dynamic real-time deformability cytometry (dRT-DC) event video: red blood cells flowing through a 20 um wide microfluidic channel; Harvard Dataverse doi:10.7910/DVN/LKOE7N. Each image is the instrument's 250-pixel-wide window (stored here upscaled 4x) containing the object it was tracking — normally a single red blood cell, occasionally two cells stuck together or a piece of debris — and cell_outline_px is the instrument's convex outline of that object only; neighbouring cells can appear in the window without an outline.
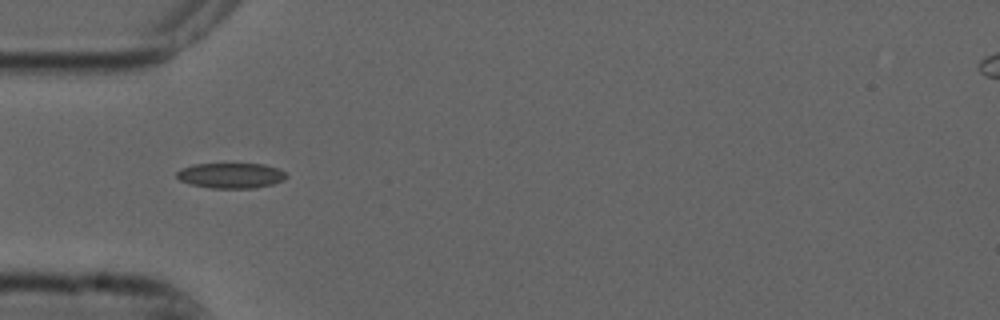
{"species": "common noctule bat (a hibernating species)", "species_latin": "Nyctalus noctula", "temperature_condition": "cold", "stored_images_in_passage": 41, "camera_frame_rate_fps": 3000, "um_per_image_px": 0.085, "animal": {"sex": "male", "forearm_length_mm": 52.5}, "frame": {"image": 1, "passage_image": 4, "time_ms": 1.0, "image_size_px": [1000, 320], "cell_outline_px": [[288, 176], [284, 180], [272, 184], [252, 188], [212, 188], [188, 184], [180, 180], [176, 176], [176, 172], [180, 168], [192, 164], [264, 164], [280, 168], [288, 172]], "centroid_in_image_um": [19.64, 14.91], "position_along_channel_um": 65.4, "area_um2": 16.42}}
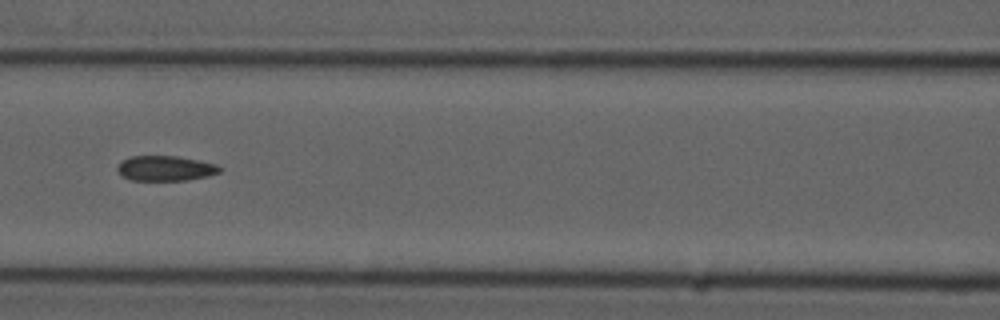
{"frame": {"image": 2, "passage_image": 11, "time_ms": 3.333, "image_size_px": [1000, 320], "cell_outline_px": [[220, 172], [208, 176], [188, 180], [132, 180], [124, 176], [116, 168], [124, 160], [132, 156], [176, 156], [200, 160], [216, 164], [220, 168]], "centroid_in_image_um": [14.1, 14.3], "position_along_channel_um": 152.5, "area_um2": 14.74}}
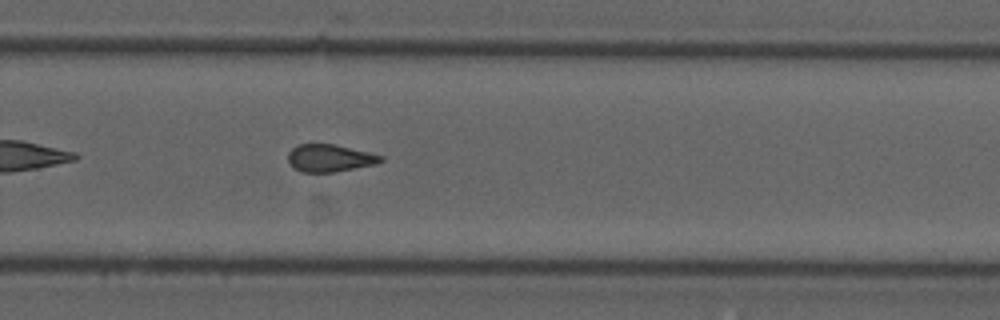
{"frame": {"image": 3, "passage_image": 23, "time_ms": 7.333, "image_size_px": [1000, 320], "cell_outline_px": [[384, 160], [376, 164], [332, 172], [304, 172], [292, 168], [288, 164], [288, 152], [292, 148], [300, 144], [336, 144], [384, 156]], "centroid_in_image_um": [28.01, 13.43], "position_along_channel_um": 301.8, "area_um2": 14.85}, "authors_computed_cell_mechanics": {"area_um2": 15.5482, "velocity_mm_per_s": 3.7386, "shape_relaxation_time_tau1_ms": null, "shape_relaxation_time_tau2_ms": 2.3084, "deformation_change_tau1": null, "deformation_change_tau2": 0.0965}}